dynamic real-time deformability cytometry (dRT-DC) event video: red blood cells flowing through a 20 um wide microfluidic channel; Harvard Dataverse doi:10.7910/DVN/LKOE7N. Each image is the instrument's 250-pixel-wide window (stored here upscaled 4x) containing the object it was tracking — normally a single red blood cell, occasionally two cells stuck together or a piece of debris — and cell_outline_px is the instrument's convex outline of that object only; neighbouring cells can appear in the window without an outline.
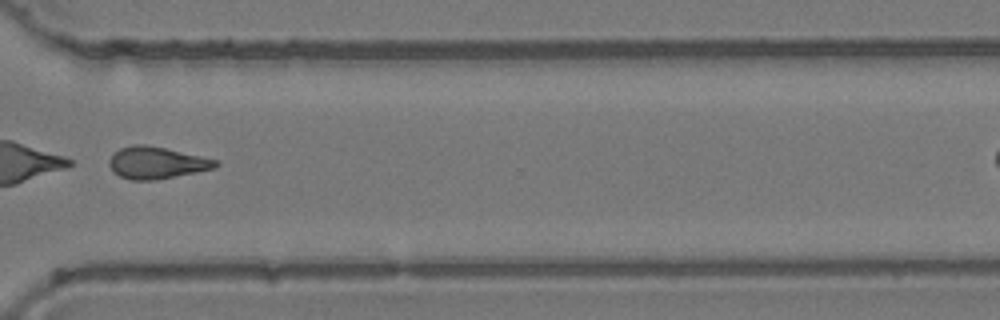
{"species": "common noctule bat (a hibernating species)", "species_latin": "Nyctalus noctula", "temperature_condition": "room temperature", "stored_images_in_passage": 41, "camera_frame_rate_fps": 3000, "um_per_image_px": 0.085, "animal": {"sex": "female", "body_mass_g": 24.6, "forearm_length_mm": 56.2}, "frame": {"image": 1, "passage_image": 35, "time_ms": 11.333, "image_size_px": [1000, 320], "cell_outline_px": [[220, 164], [216, 168], [156, 180], [132, 180], [120, 176], [112, 172], [108, 164], [108, 160], [120, 148], [132, 144], [144, 144], [164, 148], [220, 160]], "centroid_in_image_um": [13.32, 13.84], "position_along_channel_um": 357.3, "area_um2": 19.88}}